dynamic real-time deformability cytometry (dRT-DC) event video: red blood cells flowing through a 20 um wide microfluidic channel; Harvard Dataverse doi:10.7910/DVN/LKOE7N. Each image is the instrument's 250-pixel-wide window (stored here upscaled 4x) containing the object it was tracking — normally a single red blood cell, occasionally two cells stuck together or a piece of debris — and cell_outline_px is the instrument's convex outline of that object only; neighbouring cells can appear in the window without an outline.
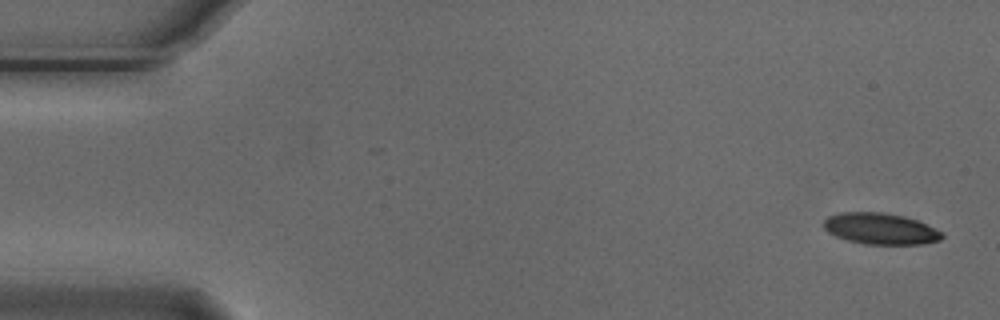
{"species": "Egyptian fruit bat (a non-hibernating species)", "species_latin": "Rousettus aegyptiacus", "temperature_condition": "cold", "stored_images_in_passage": 5, "camera_frame_rate_fps": 3000, "um_per_image_px": 0.085, "animal": {"sex": "male"}, "frame": {"image": 1, "passage_image": 1, "time_ms": 0.0, "image_size_px": [1000, 320], "cell_outline_px": [[944, 236], [940, 240], [924, 244], [864, 244], [848, 240], [836, 236], [828, 232], [824, 228], [824, 220], [828, 216], [840, 212], [884, 212], [904, 216], [916, 220], [944, 232]], "centroid_in_image_um": [74.85, 19.44], "position_along_channel_um": 10.1, "area_um2": 21.62}}
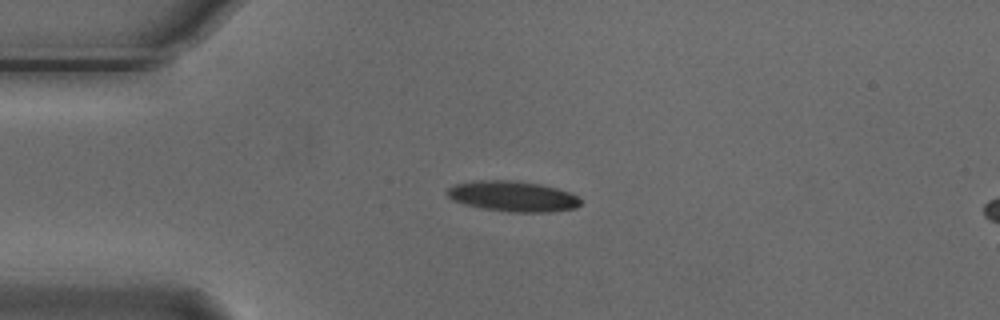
{"frame": {"image": 2, "passage_image": 4, "time_ms": 1.0, "image_size_px": [1000, 320], "cell_outline_px": [[580, 204], [576, 208], [548, 212], [508, 212], [480, 208], [464, 204], [452, 200], [444, 192], [448, 188], [456, 184], [476, 180], [512, 180], [540, 184], [556, 188], [568, 192], [576, 196], [580, 200]], "centroid_in_image_um": [43.54, 16.69], "position_along_channel_um": 41.5, "area_um2": 23.76}}